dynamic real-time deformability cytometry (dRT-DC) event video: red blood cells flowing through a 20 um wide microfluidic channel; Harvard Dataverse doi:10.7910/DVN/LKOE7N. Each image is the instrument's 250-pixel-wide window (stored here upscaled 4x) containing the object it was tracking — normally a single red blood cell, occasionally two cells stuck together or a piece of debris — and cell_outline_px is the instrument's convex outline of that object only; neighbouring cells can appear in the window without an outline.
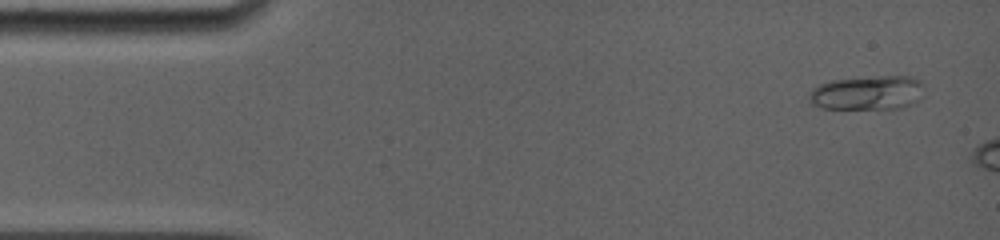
{"species": "common noctule bat (a hibernating species)", "species_latin": "Nyctalus noctula", "temperature_condition": "room temperature", "stored_images_in_passage": 33, "camera_frame_rate_fps": 5000, "um_per_image_px": 0.085, "animal": {"sex": "female", "body_mass_g": 19.0, "forearm_length_mm": 56.7}, "frame": {"image": 1, "passage_image": 1, "time_ms": 0.0, "image_size_px": [1000, 240], "cell_outline_px": [[924, 96], [912, 104], [904, 108], [820, 108], [812, 104], [808, 100], [808, 92], [812, 88], [820, 84], [832, 80], [880, 76], [912, 76], [920, 80]], "centroid_in_image_um": [73.73, 7.89], "position_along_channel_um": 11.3, "area_um2": 23.06}}
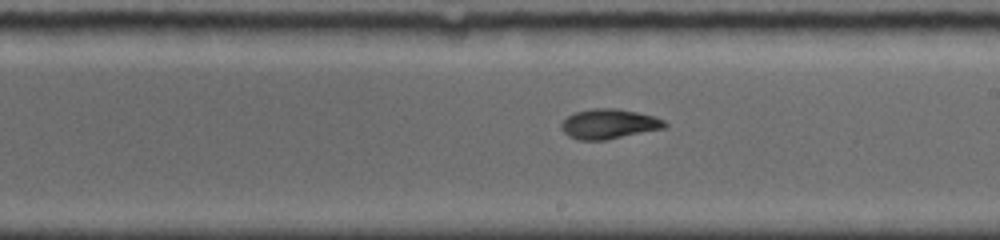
{"frame": {"image": 2, "passage_image": 18, "time_ms": 8.4, "image_size_px": [1000, 240], "cell_outline_px": [[668, 124], [664, 128], [604, 140], [580, 140], [568, 136], [560, 128], [560, 124], [568, 116], [576, 112], [592, 108], [616, 108], [656, 116], [664, 120]], "centroid_in_image_um": [51.75, 10.53], "position_along_channel_um": 237.2, "area_um2": 17.92}}
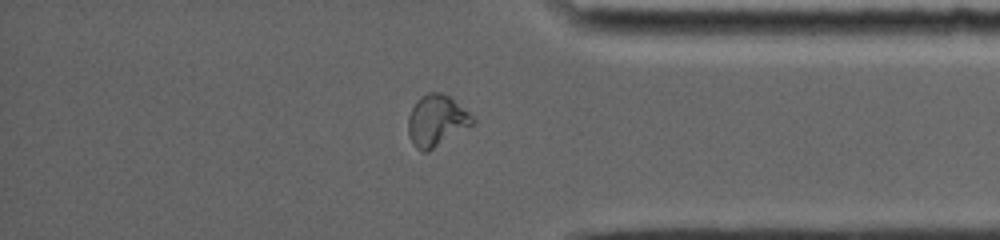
{"frame": {"image": 3, "passage_image": 28, "time_ms": 12.6, "image_size_px": [1000, 240], "cell_outline_px": [[476, 124], [428, 152], [420, 152], [416, 148], [408, 132], [408, 116], [416, 100], [420, 96], [428, 92], [440, 92], [448, 96], [468, 112], [476, 120]], "centroid_in_image_um": [37.12, 10.27], "position_along_channel_um": 398.1, "area_um2": 19.42}}